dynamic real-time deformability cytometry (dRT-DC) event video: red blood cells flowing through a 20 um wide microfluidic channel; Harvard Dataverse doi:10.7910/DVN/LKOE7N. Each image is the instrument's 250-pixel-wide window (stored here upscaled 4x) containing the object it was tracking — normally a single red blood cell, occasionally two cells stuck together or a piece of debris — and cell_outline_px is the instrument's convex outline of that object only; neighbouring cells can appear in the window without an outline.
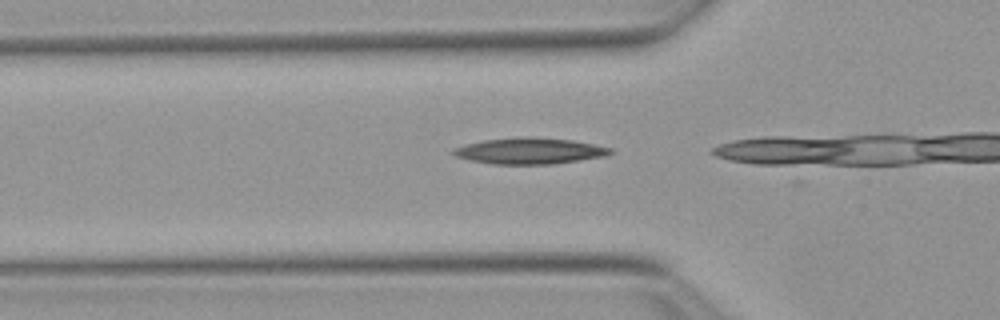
{"species": "Egyptian fruit bat (a non-hibernating species)", "species_latin": "Rousettus aegyptiacus", "temperature_condition": "warm", "stored_images_in_passage": 5, "camera_frame_rate_fps": 3000, "um_per_image_px": 0.085, "animal": {"sex": "female"}, "frame": {"image": 1, "passage_image": 3, "time_ms": 0.667, "image_size_px": [1000, 320], "cell_outline_px": [[616, 152], [604, 156], [580, 160], [552, 164], [492, 164], [472, 160], [456, 156], [452, 152], [456, 148], [464, 144], [484, 140], [520, 136], [528, 136], [572, 140], [612, 148]], "centroid_in_image_um": [45.05, 12.82], "position_along_channel_um": 80.7, "area_um2": 23.87}}